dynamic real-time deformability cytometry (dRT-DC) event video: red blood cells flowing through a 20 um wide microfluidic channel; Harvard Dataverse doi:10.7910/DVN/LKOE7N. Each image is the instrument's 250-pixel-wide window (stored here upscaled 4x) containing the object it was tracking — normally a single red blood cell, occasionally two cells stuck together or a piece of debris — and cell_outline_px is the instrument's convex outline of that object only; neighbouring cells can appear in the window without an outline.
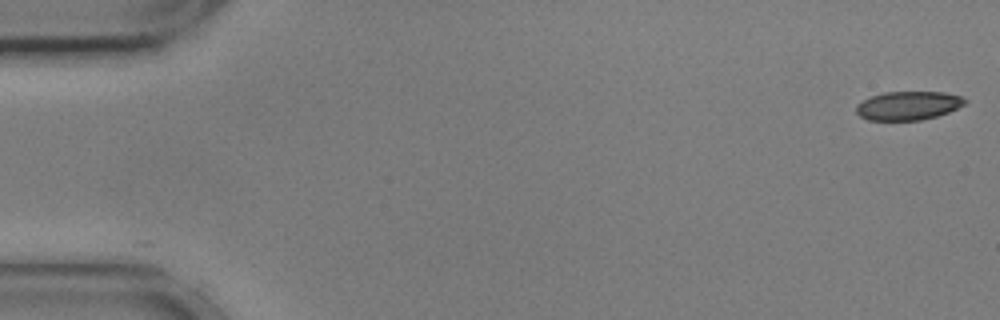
{"species": "common noctule bat (a hibernating species)", "species_latin": "Nyctalus noctula", "temperature_condition": "cold", "stored_images_in_passage": 55, "camera_frame_rate_fps": 3000, "um_per_image_px": 0.085, "animal": {"sex": "male", "body_mass_g": 17.9, "forearm_length_mm": 54.2}, "frame": {"image": 1, "passage_image": 1, "time_ms": 0.0, "image_size_px": [1000, 320], "cell_outline_px": [[968, 100], [964, 104], [948, 112], [936, 116], [920, 120], [868, 120], [860, 116], [856, 112], [856, 104], [872, 96], [884, 92], [944, 92], [960, 96]], "centroid_in_image_um": [77.18, 8.97], "position_along_channel_um": 7.8, "area_um2": 18.03}}
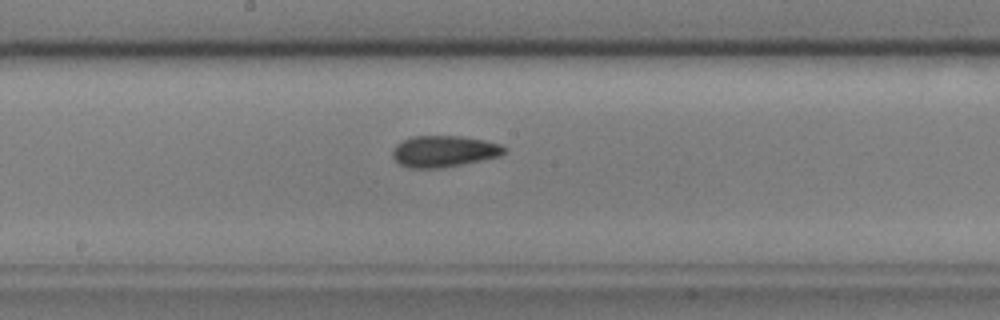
{"frame": {"image": 2, "passage_image": 29, "time_ms": 9.333, "image_size_px": [1000, 320], "cell_outline_px": [[508, 148], [500, 156], [440, 168], [408, 168], [400, 164], [392, 156], [392, 152], [396, 144], [412, 136], [460, 136], [484, 140], [500, 144]], "centroid_in_image_um": [37.72, 12.85], "position_along_channel_um": 210.5, "area_um2": 20.29}}
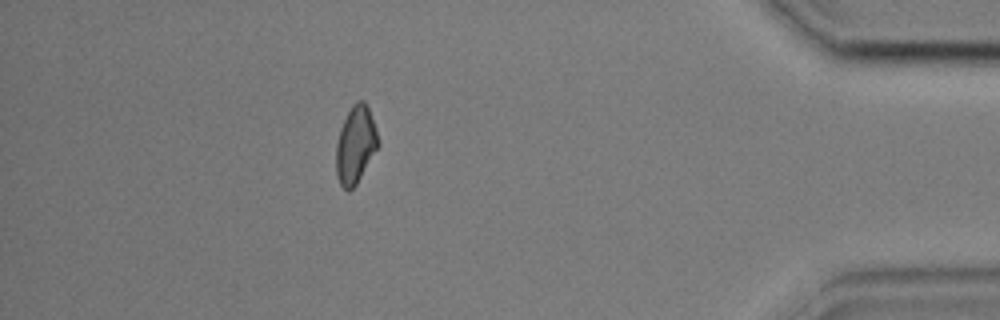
{"frame": {"image": 3, "passage_image": 49, "time_ms": 16.0, "image_size_px": [1000, 320], "cell_outline_px": [[380, 144], [356, 184], [348, 192], [340, 184], [336, 176], [336, 144], [340, 128], [352, 104], [356, 100], [364, 100], [368, 108], [376, 128]], "centroid_in_image_um": [30.21, 12.3], "position_along_channel_um": 405.0, "area_um2": 18.9}, "authors_computed_cell_mechanics": {"area_um2": 19.4786, "velocity_mm_per_s": 3.6094, "shape_relaxation_time_tau1_ms": 8.9204, "shape_relaxation_time_tau2_ms": 4.8046, "deformation_change_tau1": 0.1538, "deformation_change_tau2": 0.1026}}